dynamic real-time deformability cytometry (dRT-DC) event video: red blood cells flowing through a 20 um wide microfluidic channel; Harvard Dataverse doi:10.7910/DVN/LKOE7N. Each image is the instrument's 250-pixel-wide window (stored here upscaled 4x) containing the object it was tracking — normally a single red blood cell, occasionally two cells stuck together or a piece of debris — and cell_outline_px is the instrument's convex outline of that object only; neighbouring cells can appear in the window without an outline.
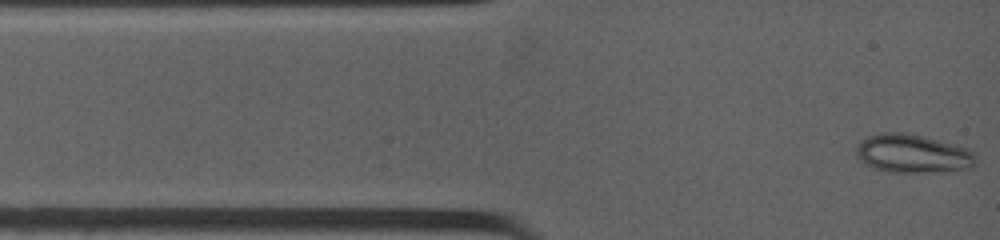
{"species": "common noctule bat (a hibernating species)", "species_latin": "Nyctalus noctula", "temperature_condition": "warm", "stored_images_in_passage": 37, "camera_frame_rate_fps": 4500, "um_per_image_px": 0.085, "animal": {"sex": "female", "body_mass_g": 19.0, "forearm_length_mm": 53.3}, "frame": {"image": 1, "passage_image": 1, "time_ms": 0.0, "image_size_px": [1000, 240], "cell_outline_px": [[972, 168], [952, 172], [892, 172], [876, 168], [864, 164], [856, 152], [856, 148], [868, 136], [880, 132], [904, 132], [924, 136], [968, 148], [972, 152]], "centroid_in_image_um": [77.59, 13.06], "position_along_channel_um": 7.4, "area_um2": 26.65}}
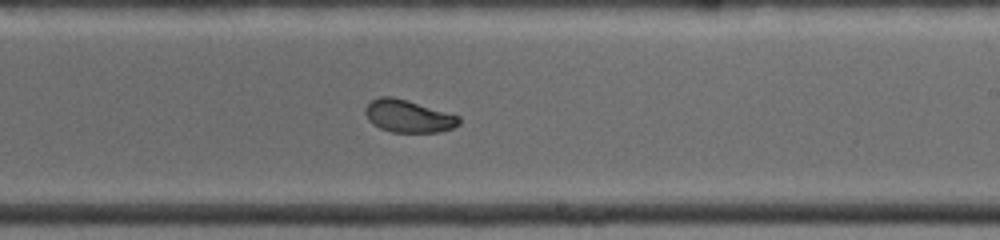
{"frame": {"image": 2, "passage_image": 17, "time_ms": 7.333, "image_size_px": [1000, 240], "cell_outline_px": [[460, 124], [452, 128], [440, 132], [392, 132], [380, 128], [372, 124], [368, 120], [364, 112], [364, 108], [372, 100], [380, 96], [392, 96], [460, 116]], "centroid_in_image_um": [34.68, 9.88], "position_along_channel_um": 254.3, "area_um2": 17.69}}
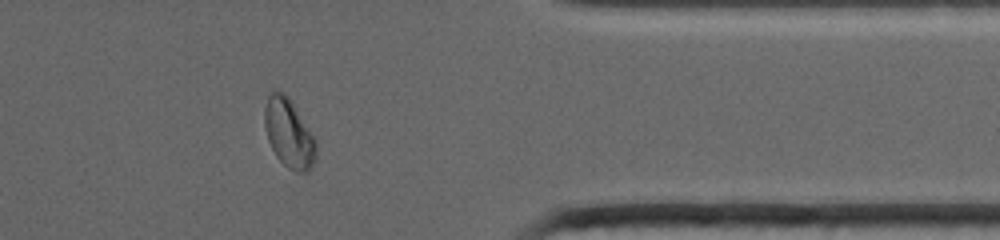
{"frame": {"image": 3, "passage_image": 28, "time_ms": 11.111, "image_size_px": [1000, 240], "cell_outline_px": [[316, 160], [312, 168], [308, 172], [296, 172], [288, 168], [276, 156], [268, 140], [264, 124], [264, 108], [268, 96], [272, 88], [288, 96], [316, 140]], "centroid_in_image_um": [24.55, 11.34], "position_along_channel_um": 386.8, "area_um2": 20.69}, "authors_computed_cell_mechanics": {"area_um2": 19.1896, "velocity_mm_per_s": 3.9419, "shape_relaxation_time_tau1_ms": null, "shape_relaxation_time_tau2_ms": 0.9812, "deformation_change_tau1": null, "deformation_change_tau2": 0.036}}